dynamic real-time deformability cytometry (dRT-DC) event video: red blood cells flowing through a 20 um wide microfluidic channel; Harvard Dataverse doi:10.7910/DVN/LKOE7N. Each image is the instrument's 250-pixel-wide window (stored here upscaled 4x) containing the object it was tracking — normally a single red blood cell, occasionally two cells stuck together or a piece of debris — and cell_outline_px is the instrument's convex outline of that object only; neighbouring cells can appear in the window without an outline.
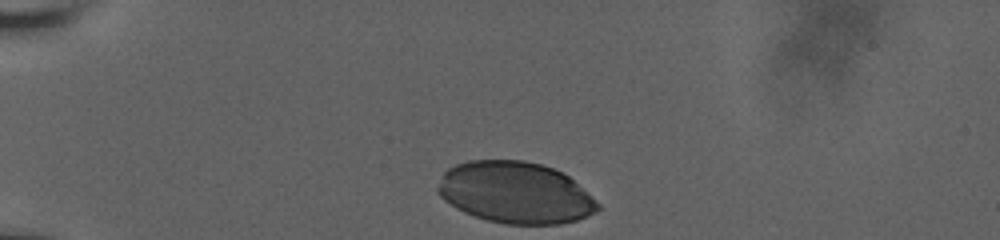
{"species": "human", "species_latin": "Homo sapiens", "temperature_condition": "room temperature", "stored_images_in_passage": 41, "camera_frame_rate_fps": 3000, "um_per_image_px": 0.085, "donor": {"sex": "male"}, "frame": {"image": 1, "passage_image": 1, "time_ms": 0.0, "image_size_px": [1000, 240], "cell_outline_px": [[600, 208], [596, 212], [576, 220], [560, 224], [504, 224], [488, 220], [464, 212], [456, 208], [444, 200], [436, 192], [436, 188], [444, 172], [448, 168], [456, 164], [468, 160], [524, 160], [540, 164], [552, 168], [568, 176], [596, 200], [600, 204]], "centroid_in_image_um": [43.78, 16.37], "position_along_channel_um": 41.2, "area_um2": 57.28}}
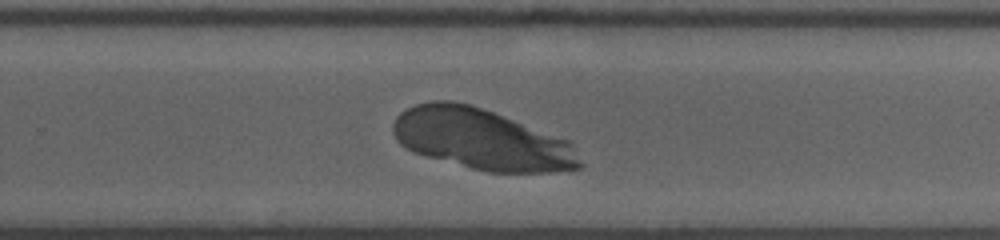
{"frame": {"image": 2, "passage_image": 30, "time_ms": 8.0, "image_size_px": [1000, 240], "cell_outline_px": [[584, 164], [580, 168], [552, 172], [488, 172], [472, 168], [412, 152], [400, 144], [396, 140], [392, 132], [392, 124], [396, 116], [400, 112], [416, 104], [432, 100], [452, 100], [468, 104], [492, 112], [572, 140]], "centroid_in_image_um": [40.96, 11.84], "position_along_channel_um": 288.8, "area_um2": 66.59}}
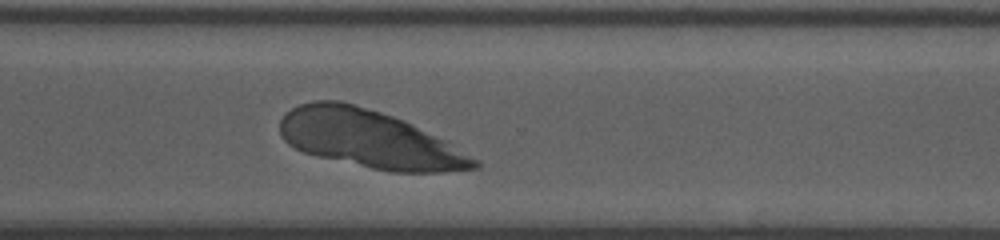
{"frame": {"image": 3, "passage_image": 34, "time_ms": 9.333, "image_size_px": [1000, 240], "cell_outline_px": [[480, 168], [440, 172], [388, 172], [320, 156], [304, 152], [288, 144], [280, 136], [280, 120], [292, 108], [300, 104], [312, 100], [340, 100], [380, 112], [404, 120], [448, 140], [480, 160]], "centroid_in_image_um": [31.46, 11.82], "position_along_channel_um": 339.1, "area_um2": 65.49}}